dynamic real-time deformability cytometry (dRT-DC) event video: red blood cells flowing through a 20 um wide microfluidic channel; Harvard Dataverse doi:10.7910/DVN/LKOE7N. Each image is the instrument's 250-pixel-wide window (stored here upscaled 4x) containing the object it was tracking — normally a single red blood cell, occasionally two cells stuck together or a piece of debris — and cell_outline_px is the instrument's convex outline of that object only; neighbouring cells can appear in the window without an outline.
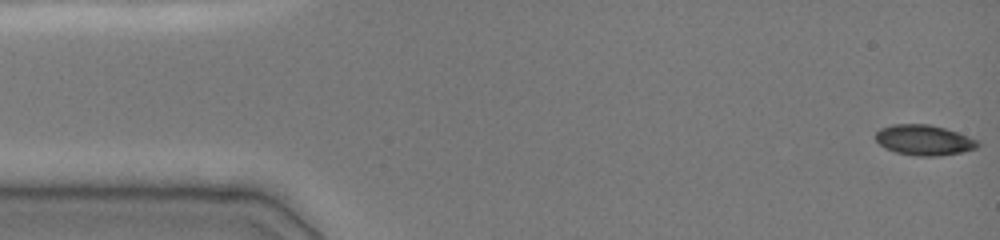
{"species": "common noctule bat (a hibernating species)", "species_latin": "Nyctalus noctula", "temperature_condition": "cold", "stored_images_in_passage": 50, "camera_frame_rate_fps": 3000, "um_per_image_px": 0.085, "animal": {"sex": "female", "body_mass_g": 19.0, "forearm_length_mm": 51.5}, "frame": {"image": 1, "passage_image": 1, "time_ms": 0.0, "image_size_px": [1000, 240], "cell_outline_px": [[980, 144], [976, 148], [960, 152], [936, 156], [916, 156], [896, 152], [884, 148], [876, 140], [876, 132], [880, 128], [892, 124], [928, 124], [944, 128], [968, 136], [976, 140]], "centroid_in_image_um": [78.5, 11.9], "position_along_channel_um": 6.5, "area_um2": 17.92}}
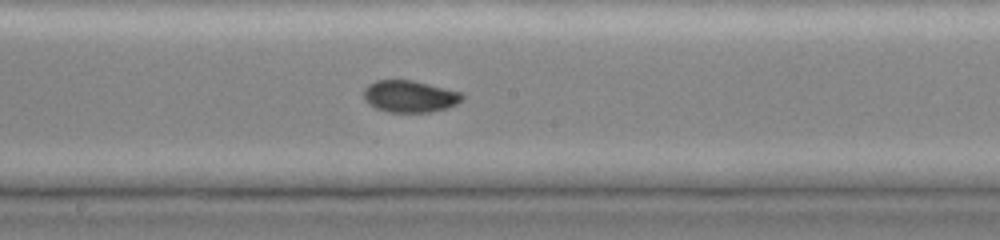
{"frame": {"image": 2, "passage_image": 24, "time_ms": 8.333, "image_size_px": [1000, 240], "cell_outline_px": [[464, 100], [448, 108], [432, 112], [388, 112], [376, 108], [368, 104], [364, 100], [364, 88], [368, 84], [376, 80], [412, 80], [464, 92]], "centroid_in_image_um": [34.86, 8.19], "position_along_channel_um": 213.3, "area_um2": 18.61}}
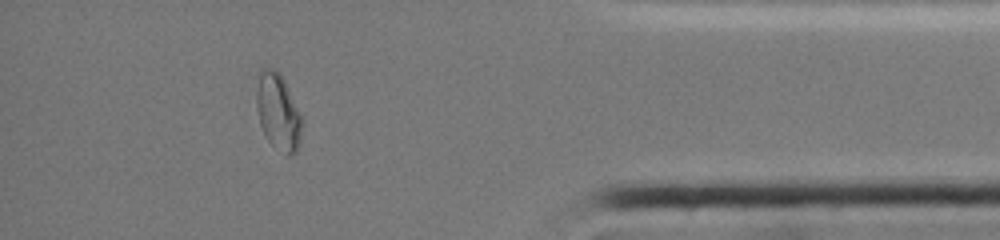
{"frame": {"image": 3, "passage_image": 43, "time_ms": 14.0, "image_size_px": [1000, 240], "cell_outline_px": [[304, 124], [300, 144], [296, 152], [292, 156], [288, 156], [272, 144], [268, 140], [260, 124], [256, 108], [256, 72], [260, 68], [272, 68], [280, 72], [304, 120]], "centroid_in_image_um": [23.64, 9.48], "position_along_channel_um": 411.6, "area_um2": 20.92}}